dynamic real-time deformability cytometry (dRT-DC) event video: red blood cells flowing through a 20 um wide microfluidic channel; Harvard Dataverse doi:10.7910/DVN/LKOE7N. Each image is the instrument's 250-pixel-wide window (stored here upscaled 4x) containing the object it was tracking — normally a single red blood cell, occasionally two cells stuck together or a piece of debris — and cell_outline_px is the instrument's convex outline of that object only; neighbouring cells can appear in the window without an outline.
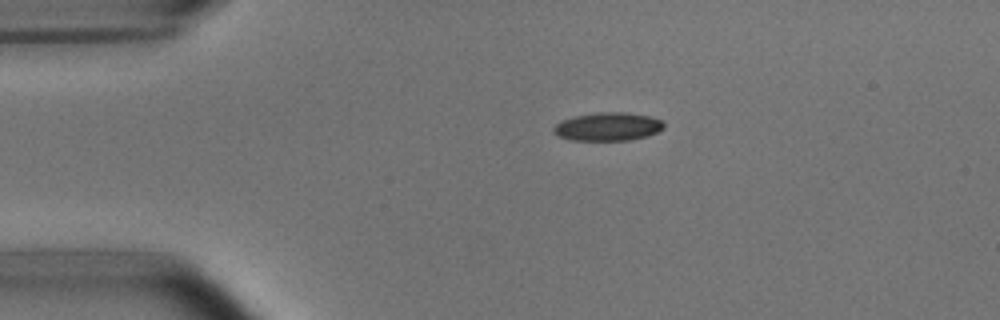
{"species": "common noctule bat (a hibernating species)", "species_latin": "Nyctalus noctula", "temperature_condition": "room temperature", "stored_images_in_passage": 2, "camera_frame_rate_fps": 3000, "um_per_image_px": 0.085, "animal": {"sex": "male", "body_mass_g": 15.6}, "frame": {"image": 1, "passage_image": 1, "time_ms": 0.0, "image_size_px": [1000, 320], "cell_outline_px": [[664, 128], [656, 132], [644, 136], [628, 140], [568, 140], [552, 132], [552, 128], [560, 120], [572, 116], [600, 112], [624, 112], [652, 116], [660, 120], [664, 124]], "centroid_in_image_um": [51.62, 10.75], "position_along_channel_um": 33.4, "area_um2": 18.21}}